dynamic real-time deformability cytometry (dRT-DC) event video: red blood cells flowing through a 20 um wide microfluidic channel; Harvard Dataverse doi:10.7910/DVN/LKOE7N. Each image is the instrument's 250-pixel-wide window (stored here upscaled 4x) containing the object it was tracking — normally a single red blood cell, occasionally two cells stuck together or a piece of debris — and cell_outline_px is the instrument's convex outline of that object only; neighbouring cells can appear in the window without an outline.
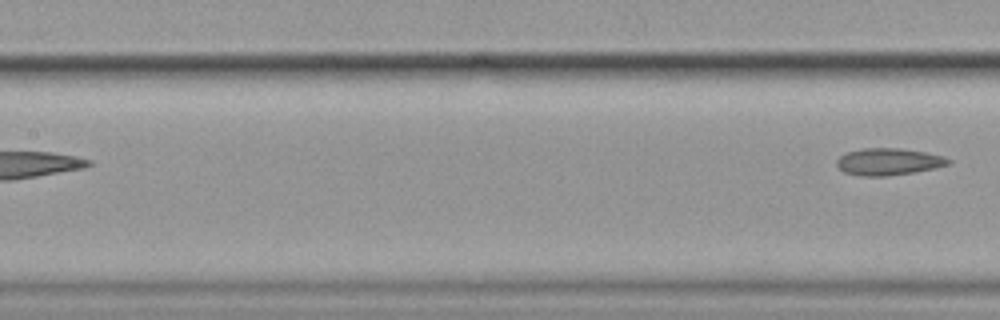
{"species": "common noctule bat (a hibernating species)", "species_latin": "Nyctalus noctula", "temperature_condition": "cold", "stored_images_in_passage": 6, "segment_of_instrument_passage": [2, 2], "camera_frame_rate_fps": 3000, "um_per_image_px": 0.085, "animal": {"sex": "female", "body_mass_g": 19.9}, "frame": {"image": 1, "passage_image": 6, "time_ms": 1.667, "image_size_px": [1000, 320], "cell_outline_px": [[952, 164], [936, 168], [916, 172], [888, 176], [860, 176], [844, 172], [836, 164], [836, 160], [840, 156], [848, 152], [864, 148], [904, 148], [944, 156], [952, 160]], "centroid_in_image_um": [75.57, 13.75], "position_along_channel_um": 131.8, "area_um2": 17.74}}